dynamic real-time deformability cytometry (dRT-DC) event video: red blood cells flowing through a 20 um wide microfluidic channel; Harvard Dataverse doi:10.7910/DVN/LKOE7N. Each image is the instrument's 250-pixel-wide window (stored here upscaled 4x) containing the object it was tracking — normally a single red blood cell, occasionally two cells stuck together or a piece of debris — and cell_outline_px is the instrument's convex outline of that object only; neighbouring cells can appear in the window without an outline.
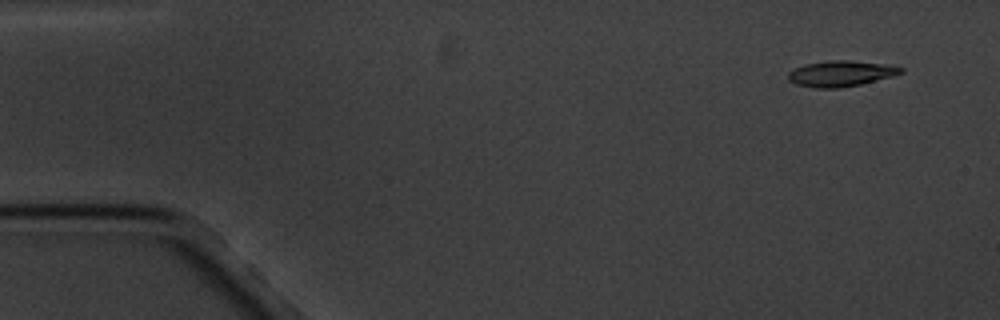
{"species": "common noctule bat (a hibernating species)", "species_latin": "Nyctalus noctula", "temperature_condition": "cold", "stored_images_in_passage": 5, "camera_frame_rate_fps": 3000, "um_per_image_px": 0.085, "animal": {"sex": "male", "body_mass_g": 20.1, "forearm_length_mm": 53.5}, "frame": {"image": 1, "passage_image": 1, "time_ms": 0.0, "image_size_px": [1000, 320], "cell_outline_px": [[904, 72], [892, 76], [860, 84], [840, 88], [816, 88], [796, 84], [788, 80], [788, 72], [792, 68], [804, 64], [832, 60], [848, 60], [884, 64], [904, 68]], "centroid_in_image_um": [71.43, 6.25], "position_along_channel_um": 13.6, "area_um2": 16.88}}